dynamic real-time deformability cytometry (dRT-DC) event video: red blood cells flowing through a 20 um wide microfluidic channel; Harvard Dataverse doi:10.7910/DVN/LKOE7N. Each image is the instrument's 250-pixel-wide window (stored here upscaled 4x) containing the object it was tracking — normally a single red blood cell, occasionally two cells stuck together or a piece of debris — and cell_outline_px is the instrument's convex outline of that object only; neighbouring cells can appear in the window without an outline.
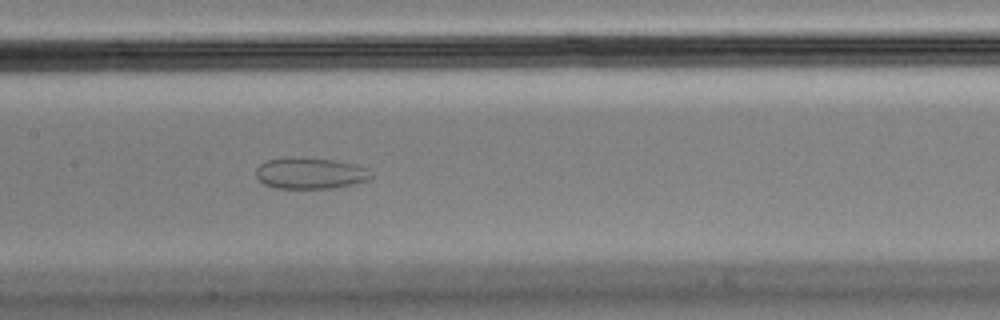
{"species": "Egyptian fruit bat (a non-hibernating species)", "species_latin": "Rousettus aegyptiacus", "temperature_condition": "cold", "stored_images_in_passage": 45, "camera_frame_rate_fps": 3000, "um_per_image_px": 0.085, "animal": {"sex": "male"}, "frame": {"image": 1, "passage_image": 16, "time_ms": 5.0, "image_size_px": [1000, 320], "cell_outline_px": [[372, 176], [368, 180], [332, 188], [276, 188], [264, 184], [256, 176], [256, 168], [264, 160], [284, 156], [304, 156], [336, 160], [368, 168], [372, 172]], "centroid_in_image_um": [26.32, 14.69], "position_along_channel_um": 181.1, "area_um2": 21.39}}
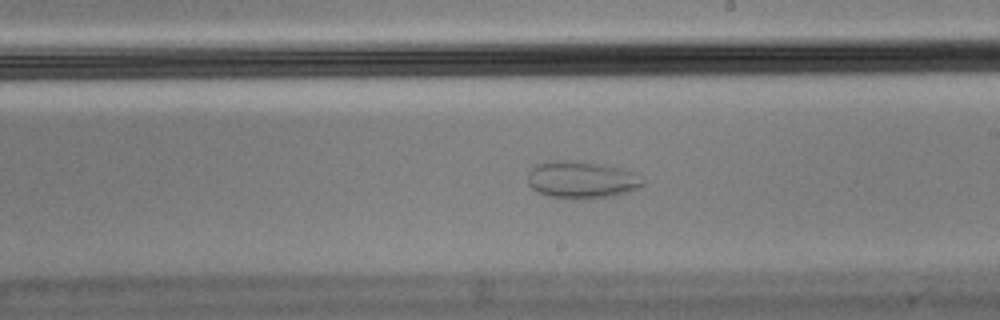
{"frame": {"image": 2, "passage_image": 21, "time_ms": 6.667, "image_size_px": [1000, 320], "cell_outline_px": [[644, 184], [640, 188], [628, 192], [612, 196], [548, 196], [536, 192], [528, 184], [528, 172], [536, 164], [552, 160], [572, 160], [604, 164], [624, 168], [632, 172], [644, 180]], "centroid_in_image_um": [49.44, 15.22], "position_along_channel_um": 239.6, "area_um2": 24.51}}